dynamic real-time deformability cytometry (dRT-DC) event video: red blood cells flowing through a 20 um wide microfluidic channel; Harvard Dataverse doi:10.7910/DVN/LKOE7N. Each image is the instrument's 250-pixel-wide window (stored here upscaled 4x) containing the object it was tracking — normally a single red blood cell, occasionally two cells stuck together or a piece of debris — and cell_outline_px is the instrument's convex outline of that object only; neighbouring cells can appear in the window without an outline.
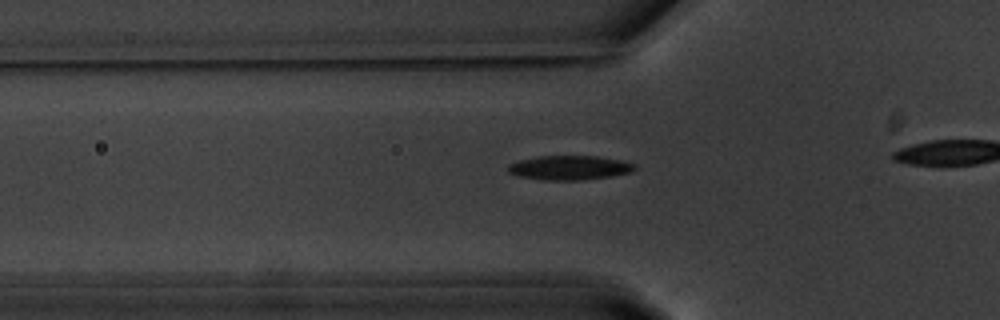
{"species": "common noctule bat (a hibernating species)", "species_latin": "Nyctalus noctula", "temperature_condition": "warm", "stored_images_in_passage": 38, "camera_frame_rate_fps": 3000, "um_per_image_px": 0.085, "animal": {"sex": "male", "body_mass_g": 20.1, "forearm_length_mm": 53.5}, "frame": {"image": 1, "passage_image": 12, "time_ms": 3.667, "image_size_px": [1000, 320], "cell_outline_px": [[636, 168], [628, 172], [612, 176], [580, 180], [544, 180], [516, 176], [508, 172], [508, 164], [520, 160], [540, 156], [596, 156], [620, 160], [636, 164]], "centroid_in_image_um": [48.37, 14.26], "position_along_channel_um": 77.4, "area_um2": 17.86}}
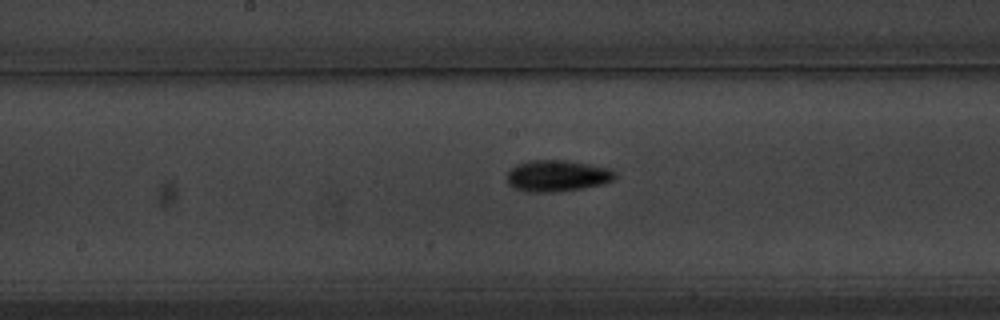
{"frame": {"image": 2, "passage_image": 22, "time_ms": 7.0, "image_size_px": [1000, 320], "cell_outline_px": [[616, 176], [612, 180], [604, 184], [556, 192], [528, 192], [516, 188], [508, 184], [508, 172], [516, 164], [528, 160], [568, 160], [608, 168], [616, 172]], "centroid_in_image_um": [47.36, 14.94], "position_along_channel_um": 200.8, "area_um2": 19.71}}